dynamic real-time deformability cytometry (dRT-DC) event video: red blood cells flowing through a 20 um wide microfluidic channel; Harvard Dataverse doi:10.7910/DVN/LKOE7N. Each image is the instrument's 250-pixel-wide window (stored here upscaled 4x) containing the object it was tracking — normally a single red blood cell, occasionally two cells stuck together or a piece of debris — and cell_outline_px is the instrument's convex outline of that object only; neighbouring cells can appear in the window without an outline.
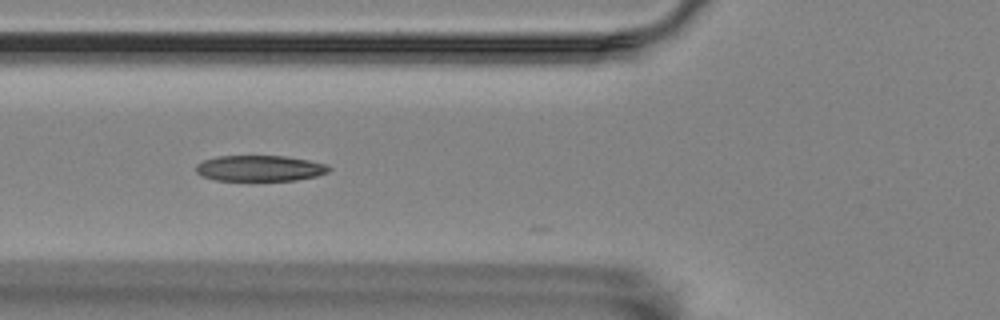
{"species": "Egyptian fruit bat (a non-hibernating species)", "species_latin": "Rousettus aegyptiacus", "temperature_condition": "room temperature", "stored_images_in_passage": 35, "camera_frame_rate_fps": 3000, "um_per_image_px": 0.085, "animal": {"sex": "female"}, "frame": {"image": 1, "passage_image": 3, "time_ms": 0.667, "image_size_px": [1000, 320], "cell_outline_px": [[332, 168], [328, 172], [316, 176], [296, 180], [216, 180], [200, 176], [196, 172], [196, 164], [204, 160], [220, 156], [284, 156], [308, 160], [324, 164]], "centroid_in_image_um": [22.06, 14.3], "position_along_channel_um": 103.7, "area_um2": 19.88}}
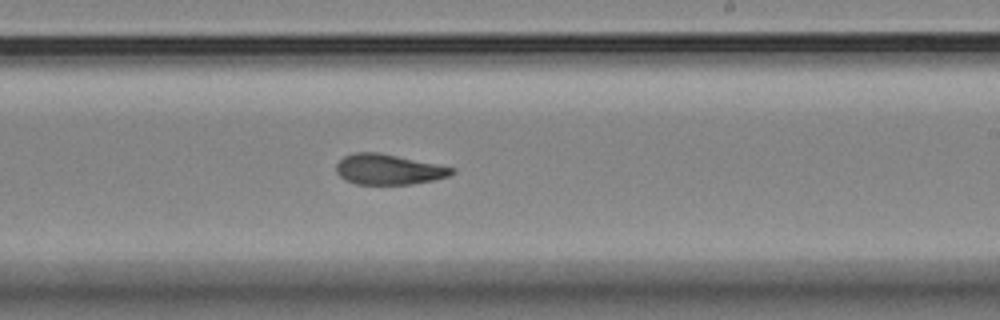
{"frame": {"image": 2, "passage_image": 16, "time_ms": 5.0, "image_size_px": [1000, 320], "cell_outline_px": [[456, 172], [448, 176], [432, 180], [412, 184], [356, 184], [344, 180], [336, 172], [336, 164], [344, 156], [356, 152], [376, 152], [456, 168]], "centroid_in_image_um": [33.0, 14.4], "position_along_channel_um": 256.0, "area_um2": 20.29}}
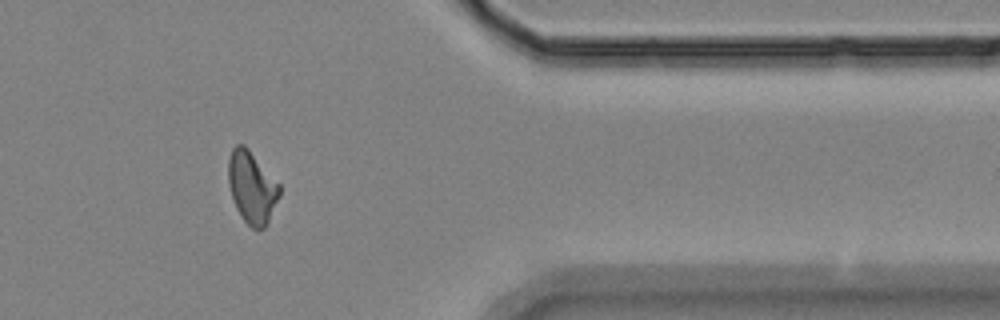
{"frame": {"image": 3, "passage_image": 29, "time_ms": 9.333, "image_size_px": [1000, 320], "cell_outline_px": [[280, 196], [268, 224], [264, 228], [252, 228], [244, 220], [236, 208], [228, 184], [228, 160], [232, 148], [236, 144], [244, 144], [248, 148], [280, 184]], "centroid_in_image_um": [21.42, 15.91], "position_along_channel_um": 390.0, "area_um2": 21.56}, "authors_computed_cell_mechanics": {"area_um2": 20.7502, "velocity_mm_per_s": 3.5041, "shape_relaxation_time_tau1_ms": 3.8671, "shape_relaxation_time_tau2_ms": 1.9206, "deformation_change_tau1": 0.14, "deformation_change_tau2": 0.0931}}